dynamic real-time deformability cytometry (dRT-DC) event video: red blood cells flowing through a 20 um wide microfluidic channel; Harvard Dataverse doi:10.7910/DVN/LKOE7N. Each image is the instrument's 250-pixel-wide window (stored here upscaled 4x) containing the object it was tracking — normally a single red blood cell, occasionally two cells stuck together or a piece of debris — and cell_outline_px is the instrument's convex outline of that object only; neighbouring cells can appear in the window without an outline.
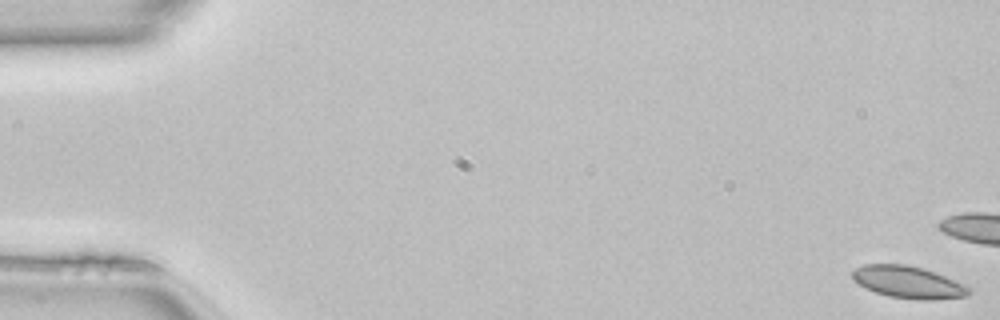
{"species": "common noctule bat (a hibernating species)", "species_latin": "Nyctalus noctula", "temperature_condition": "room temperature", "stored_images_in_passage": 15, "camera_frame_rate_fps": 3000, "um_per_image_px": 0.085, "animal": {"sex": "female", "body_mass_g": 22.7, "forearm_length_mm": 54.2}, "frame": {"image": 1, "passage_image": 1, "time_ms": 0.0, "image_size_px": [1000, 320], "cell_outline_px": [[972, 292], [968, 296], [932, 300], [916, 300], [888, 296], [876, 292], [852, 280], [852, 272], [856, 268], [864, 264], [904, 264], [936, 272], [964, 284], [972, 288]], "centroid_in_image_um": [77.24, 23.99], "position_along_channel_um": 7.8, "area_um2": 21.85}}